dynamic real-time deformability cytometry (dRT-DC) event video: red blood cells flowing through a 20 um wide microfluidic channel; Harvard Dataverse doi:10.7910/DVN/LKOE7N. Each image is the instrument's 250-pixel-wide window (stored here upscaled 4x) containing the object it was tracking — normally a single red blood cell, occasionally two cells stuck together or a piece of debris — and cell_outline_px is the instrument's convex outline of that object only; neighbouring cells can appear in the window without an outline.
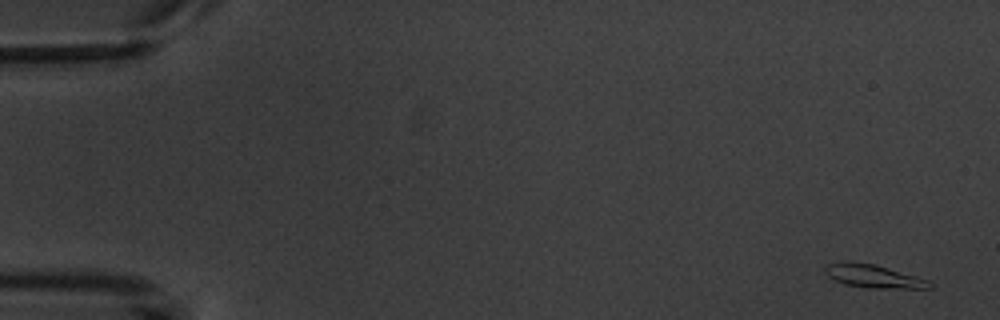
{"species": "common noctule bat (a hibernating species)", "species_latin": "Nyctalus noctula", "temperature_condition": "warm", "stored_images_in_passage": 4, "camera_frame_rate_fps": 3000, "um_per_image_px": 0.085, "animal": {"sex": "male", "body_mass_g": 20.1, "forearm_length_mm": 53.5}, "frame": {"image": 1, "passage_image": 1, "time_ms": 0.0, "image_size_px": [1000, 320], "cell_outline_px": [[932, 288], [868, 288], [844, 284], [828, 276], [824, 272], [824, 268], [828, 264], [844, 260], [848, 260], [876, 264], [916, 276], [928, 280], [932, 284]], "centroid_in_image_um": [74.2, 23.45], "position_along_channel_um": 10.8, "area_um2": 14.28}}